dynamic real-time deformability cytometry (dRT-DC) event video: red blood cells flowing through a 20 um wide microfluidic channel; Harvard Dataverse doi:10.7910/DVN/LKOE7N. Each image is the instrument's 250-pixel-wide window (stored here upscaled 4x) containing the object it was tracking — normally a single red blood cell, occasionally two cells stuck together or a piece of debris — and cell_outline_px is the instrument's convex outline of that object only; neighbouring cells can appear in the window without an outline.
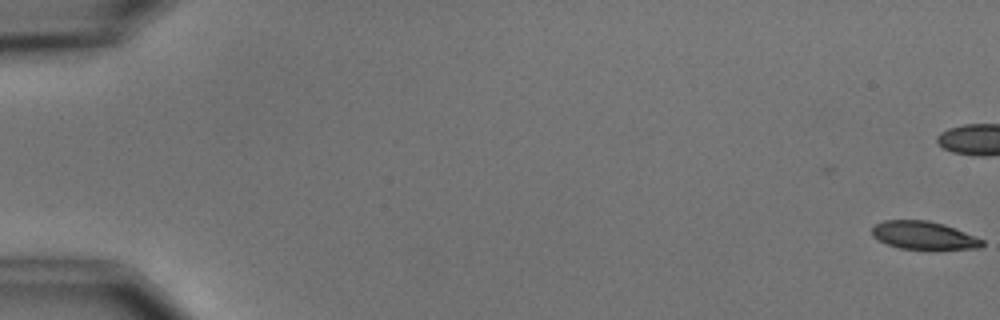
{"species": "common noctule bat (a hibernating species)", "species_latin": "Nyctalus noctula", "temperature_condition": "cold", "stored_images_in_passage": 6, "camera_frame_rate_fps": 3000, "um_per_image_px": 0.085, "animal": {"sex": "male", "body_mass_g": 15.6}, "frame": {"image": 1, "passage_image": 1, "time_ms": 0.0, "image_size_px": [1000, 320], "cell_outline_px": [[984, 244], [980, 248], [932, 252], [900, 248], [888, 244], [872, 236], [872, 228], [876, 224], [884, 220], [928, 220], [944, 224], [984, 240]], "centroid_in_image_um": [78.57, 20.06], "position_along_channel_um": 6.4, "area_um2": 18.67}}
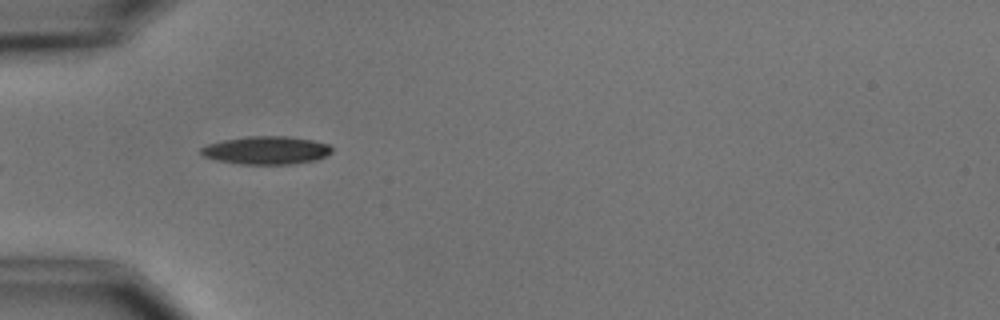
{"frame": {"image": 2, "passage_image": 6, "time_ms": 6.667, "image_size_px": [1000, 320], "cell_outline_px": [[332, 152], [328, 156], [316, 160], [292, 164], [240, 164], [216, 160], [204, 156], [200, 152], [200, 148], [208, 144], [224, 140], [248, 136], [288, 136], [312, 140], [328, 144], [332, 148]], "centroid_in_image_um": [22.66, 12.78], "position_along_channel_um": 62.3, "area_um2": 21.44}}